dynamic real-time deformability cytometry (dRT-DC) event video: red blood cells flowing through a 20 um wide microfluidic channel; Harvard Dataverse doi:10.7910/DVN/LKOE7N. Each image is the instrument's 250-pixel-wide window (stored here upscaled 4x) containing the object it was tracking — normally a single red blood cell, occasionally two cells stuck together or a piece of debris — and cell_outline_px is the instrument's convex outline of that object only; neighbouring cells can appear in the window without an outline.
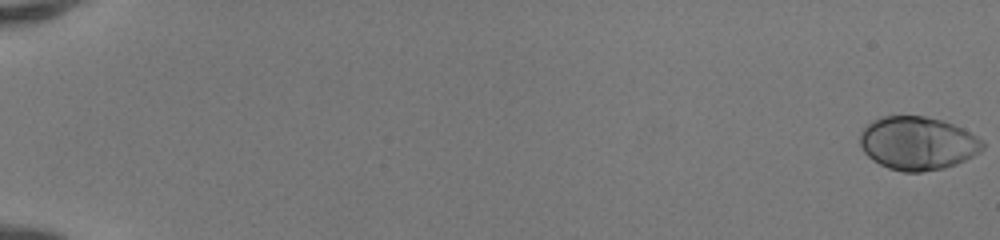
{"species": "human", "species_latin": "Homo sapiens", "temperature_condition": "room temperature", "stored_images_in_passage": 52, "camera_frame_rate_fps": 3000, "um_per_image_px": 0.085, "donor": {"sex": "female"}, "frame": {"image": 1, "passage_image": 1, "time_ms": 0.0, "image_size_px": [1000, 240], "cell_outline_px": [[984, 148], [980, 152], [956, 164], [944, 168], [920, 172], [904, 172], [888, 168], [872, 160], [864, 152], [860, 144], [860, 132], [872, 120], [880, 116], [924, 116], [944, 120], [964, 128], [984, 140]], "centroid_in_image_um": [78.01, 12.16], "position_along_channel_um": 7.0, "area_um2": 38.44}}
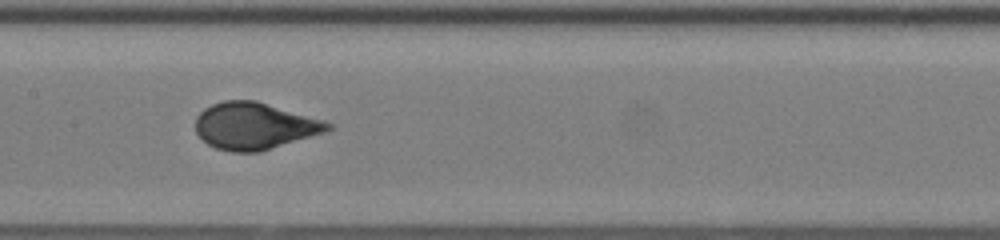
{"frame": {"image": 2, "passage_image": 29, "time_ms": 9.333, "image_size_px": [1000, 240], "cell_outline_px": [[336, 128], [328, 132], [260, 152], [232, 152], [216, 148], [208, 144], [196, 132], [196, 116], [204, 108], [212, 104], [224, 100], [256, 100], [324, 120], [332, 124]], "centroid_in_image_um": [21.68, 10.71], "position_along_channel_um": 185.7, "area_um2": 36.47}}
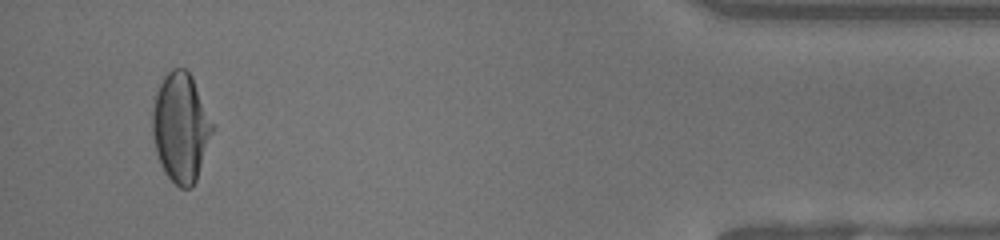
{"frame": {"image": 3, "passage_image": 50, "time_ms": 16.333, "image_size_px": [1000, 240], "cell_outline_px": [[216, 128], [196, 180], [192, 188], [180, 188], [164, 172], [160, 164], [156, 152], [152, 136], [152, 112], [156, 92], [164, 76], [172, 68], [188, 68], [216, 124]], "centroid_in_image_um": [15.41, 10.81], "position_along_channel_um": 419.8, "area_um2": 39.02}, "authors_computed_cell_mechanics": {"area_um2": 36.6163, "velocity_mm_per_s": 4.1563, "shape_relaxation_time_tau1_ms": 4.2506, "shape_relaxation_time_tau2_ms": null, "deformation_change_tau1": 0.2233, "deformation_change_tau2": null}}